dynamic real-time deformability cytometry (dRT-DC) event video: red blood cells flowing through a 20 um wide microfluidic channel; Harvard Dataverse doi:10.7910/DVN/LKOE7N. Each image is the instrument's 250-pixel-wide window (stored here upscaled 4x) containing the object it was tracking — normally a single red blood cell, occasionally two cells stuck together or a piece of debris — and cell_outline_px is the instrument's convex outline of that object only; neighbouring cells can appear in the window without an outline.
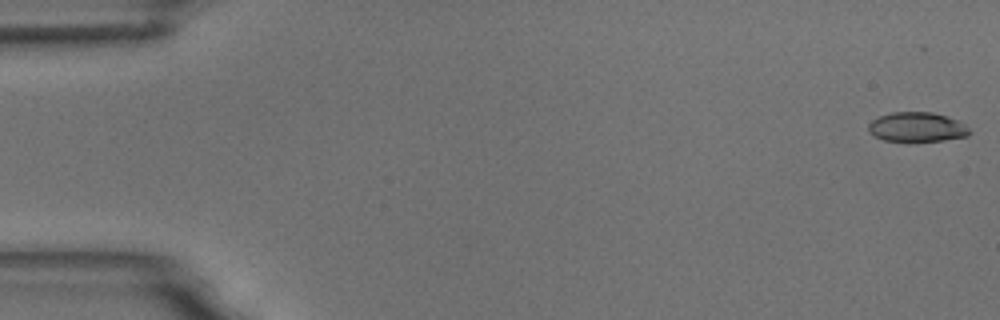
{"species": "common noctule bat (a hibernating species)", "species_latin": "Nyctalus noctula", "temperature_condition": "room temperature", "stored_images_in_passage": 6, "camera_frame_rate_fps": 3000, "um_per_image_px": 0.085, "animal": {"sex": "male", "body_mass_g": 18.8}, "frame": {"image": 1, "passage_image": 1, "time_ms": 0.0, "image_size_px": [1000, 320], "cell_outline_px": [[972, 132], [968, 136], [944, 140], [884, 140], [876, 136], [868, 128], [868, 124], [872, 120], [880, 116], [892, 112], [932, 112], [956, 120], [964, 124]], "centroid_in_image_um": [77.97, 10.78], "position_along_channel_um": 7.0, "area_um2": 16.94}}
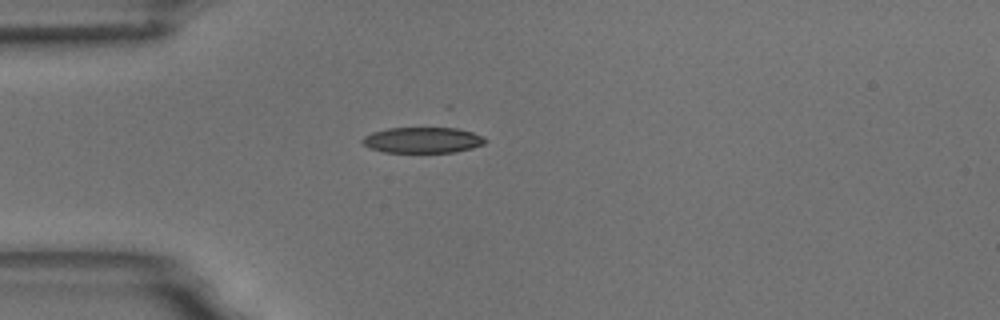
{"frame": {"image": 2, "passage_image": 5, "time_ms": 4.667, "image_size_px": [1000, 320], "cell_outline_px": [[488, 140], [484, 144], [472, 148], [456, 152], [384, 152], [368, 148], [360, 140], [364, 136], [372, 132], [388, 128], [448, 124], [484, 136]], "centroid_in_image_um": [35.98, 11.84], "position_along_channel_um": 49.0, "area_um2": 19.65}}